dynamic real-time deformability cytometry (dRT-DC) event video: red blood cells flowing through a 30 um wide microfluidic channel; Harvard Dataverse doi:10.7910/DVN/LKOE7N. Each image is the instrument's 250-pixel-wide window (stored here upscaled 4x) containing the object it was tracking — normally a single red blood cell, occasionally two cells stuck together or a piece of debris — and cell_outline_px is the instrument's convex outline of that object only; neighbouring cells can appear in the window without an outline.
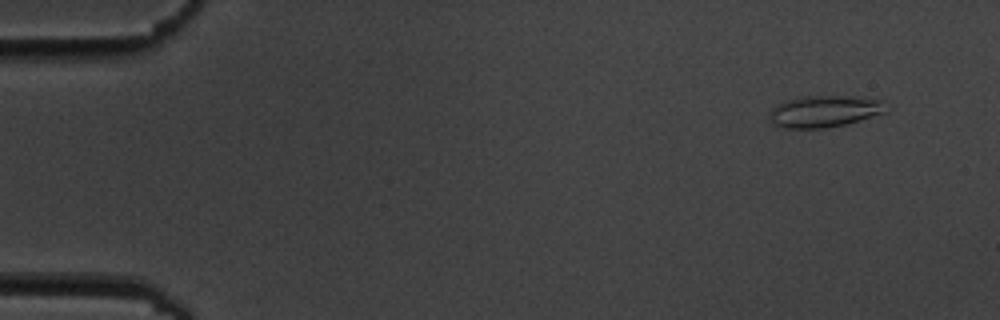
{"species": "common noctule bat (a hibernating species)", "species_latin": "Nyctalus noctula", "temperature_condition": "cold", "stored_images_in_passage": 5, "camera_frame_rate_fps": 3000, "um_per_image_px": 0.085, "animal": {"sex": "male", "body_mass_g": 19.5, "forearm_length_mm": 54.6}, "frame": {"image": 1, "passage_image": 2, "time_ms": 1.333, "image_size_px": [1000, 320], "cell_outline_px": [[888, 112], [844, 124], [824, 128], [784, 128], [772, 124], [768, 120], [768, 116], [772, 108], [788, 100], [800, 96], [856, 96], [884, 100]], "centroid_in_image_um": [70.08, 9.46], "position_along_channel_um": 14.9, "area_um2": 21.68}}
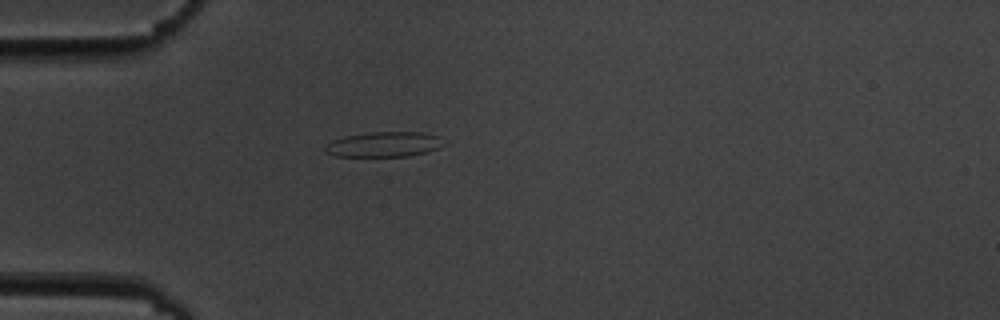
{"frame": {"image": 2, "passage_image": 5, "time_ms": 5.333, "image_size_px": [1000, 320], "cell_outline_px": [[448, 144], [440, 148], [428, 152], [408, 156], [336, 156], [324, 152], [324, 148], [332, 140], [344, 136], [372, 132], [424, 132], [440, 136]], "centroid_in_image_um": [32.72, 12.27], "position_along_channel_um": 52.3, "area_um2": 17.63}}